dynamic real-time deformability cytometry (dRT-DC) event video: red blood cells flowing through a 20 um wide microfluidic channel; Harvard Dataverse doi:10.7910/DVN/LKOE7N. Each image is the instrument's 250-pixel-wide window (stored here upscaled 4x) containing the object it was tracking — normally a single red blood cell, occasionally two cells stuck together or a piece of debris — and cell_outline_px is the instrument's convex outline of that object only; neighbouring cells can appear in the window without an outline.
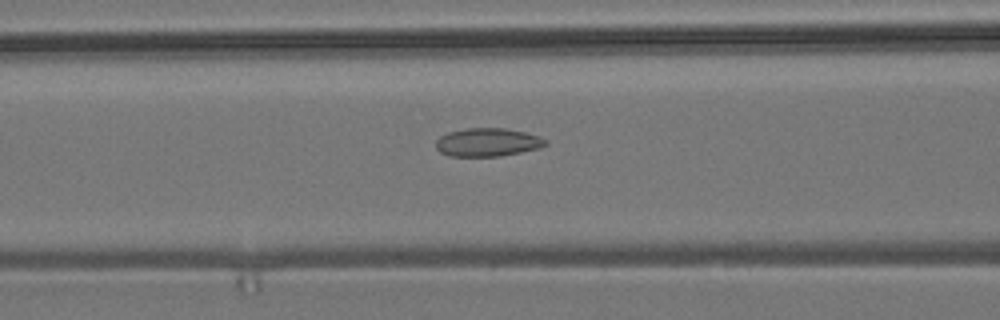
{"species": "common noctule bat (a hibernating species)", "species_latin": "Nyctalus noctula", "temperature_condition": "room temperature", "stored_images_in_passage": 56, "camera_frame_rate_fps": 3000, "um_per_image_px": 0.085, "animal": {"sex": "male", "body_mass_g": 19.2, "forearm_length_mm": 51.8}, "frame": {"image": 1, "passage_image": 23, "time_ms": 7.333, "image_size_px": [1000, 320], "cell_outline_px": [[548, 144], [540, 148], [500, 156], [448, 156], [440, 152], [436, 148], [436, 140], [440, 136], [448, 132], [468, 128], [504, 128], [524, 132], [548, 140]], "centroid_in_image_um": [41.43, 12.1], "position_along_channel_um": 125.2, "area_um2": 18.03}}
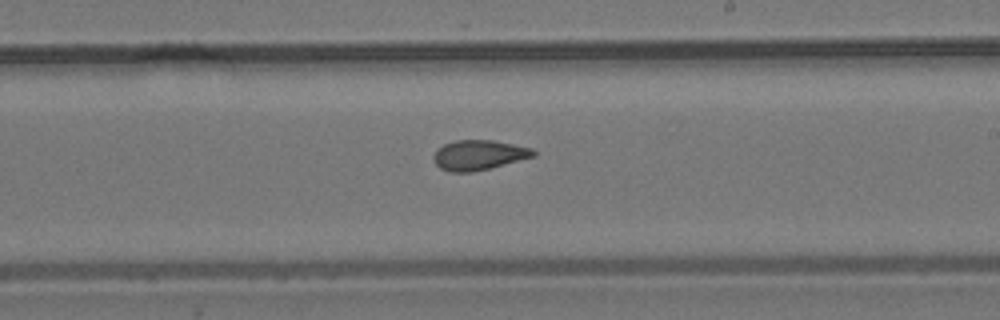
{"frame": {"image": 2, "passage_image": 33, "time_ms": 10.667, "image_size_px": [1000, 320], "cell_outline_px": [[536, 156], [472, 172], [448, 172], [440, 168], [436, 164], [432, 156], [444, 144], [456, 140], [492, 140], [532, 148], [536, 152]], "centroid_in_image_um": [40.69, 13.18], "position_along_channel_um": 248.3, "area_um2": 17.22}}
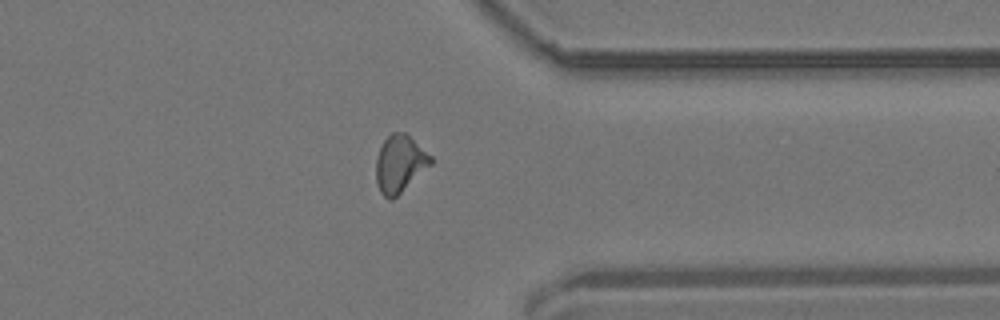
{"frame": {"image": 3, "passage_image": 44, "time_ms": 14.333, "image_size_px": [1000, 320], "cell_outline_px": [[432, 164], [392, 200], [388, 200], [380, 192], [376, 180], [376, 156], [384, 140], [392, 132], [404, 132], [432, 156]], "centroid_in_image_um": [33.97, 13.93], "position_along_channel_um": 377.4, "area_um2": 18.09}, "authors_computed_cell_mechanics": {"area_um2": 17.8313, "velocity_mm_per_s": 3.6945, "shape_relaxation_time_tau1_ms": null, "shape_relaxation_time_tau2_ms": 2.588, "deformation_change_tau1": null, "deformation_change_tau2": 0.0952}}